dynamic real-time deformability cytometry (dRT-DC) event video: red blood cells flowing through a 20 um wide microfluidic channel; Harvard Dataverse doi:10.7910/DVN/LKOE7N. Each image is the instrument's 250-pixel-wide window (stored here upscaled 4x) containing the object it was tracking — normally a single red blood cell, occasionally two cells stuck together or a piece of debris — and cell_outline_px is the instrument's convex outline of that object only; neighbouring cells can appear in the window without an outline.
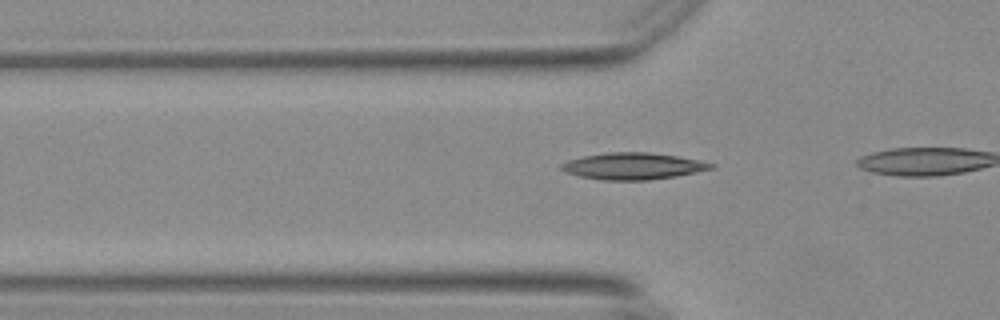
{"species": "Egyptian fruit bat (a non-hibernating species)", "species_latin": "Rousettus aegyptiacus", "temperature_condition": "warm", "stored_images_in_passage": 6, "camera_frame_rate_fps": 3000, "um_per_image_px": 0.085, "animal": {"sex": "female"}, "frame": {"image": 1, "passage_image": 4, "time_ms": 1.0, "image_size_px": [1000, 320], "cell_outline_px": [[716, 168], [676, 176], [648, 180], [604, 180], [580, 176], [568, 172], [560, 168], [560, 164], [568, 160], [584, 156], [608, 152], [648, 152], [676, 156], [716, 164]], "centroid_in_image_um": [53.82, 14.12], "position_along_channel_um": 72.0, "area_um2": 23.06}}